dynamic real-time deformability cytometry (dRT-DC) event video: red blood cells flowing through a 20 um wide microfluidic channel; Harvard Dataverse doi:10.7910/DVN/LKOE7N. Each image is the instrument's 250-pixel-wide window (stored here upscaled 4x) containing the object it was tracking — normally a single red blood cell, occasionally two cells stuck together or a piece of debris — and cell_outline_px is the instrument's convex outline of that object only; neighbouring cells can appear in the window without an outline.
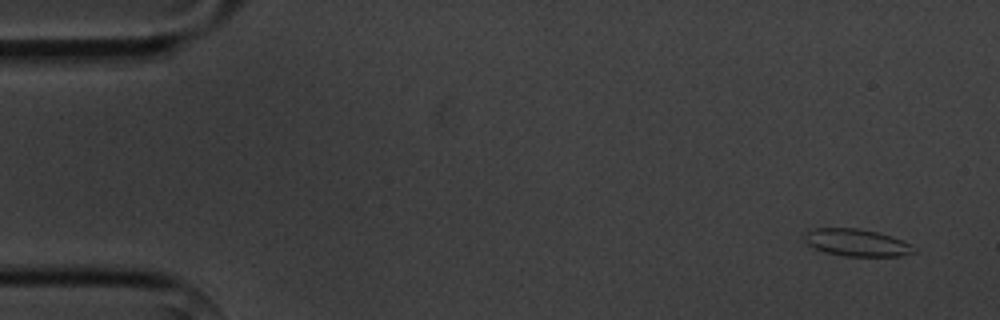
{"species": "common noctule bat (a hibernating species)", "species_latin": "Nyctalus noctula", "temperature_condition": "cold", "stored_images_in_passage": 3, "camera_frame_rate_fps": 3000, "um_per_image_px": 0.085, "animal": {"sex": "male", "body_mass_g": 20.1, "forearm_length_mm": 53.5}, "frame": {"image": 1, "passage_image": 1, "time_ms": 0.0, "image_size_px": [1000, 320], "cell_outline_px": [[916, 252], [904, 256], [844, 256], [824, 252], [808, 244], [804, 236], [804, 232], [816, 228], [860, 228], [892, 236], [916, 248]], "centroid_in_image_um": [72.83, 20.62], "position_along_channel_um": 12.2, "area_um2": 17.28}}